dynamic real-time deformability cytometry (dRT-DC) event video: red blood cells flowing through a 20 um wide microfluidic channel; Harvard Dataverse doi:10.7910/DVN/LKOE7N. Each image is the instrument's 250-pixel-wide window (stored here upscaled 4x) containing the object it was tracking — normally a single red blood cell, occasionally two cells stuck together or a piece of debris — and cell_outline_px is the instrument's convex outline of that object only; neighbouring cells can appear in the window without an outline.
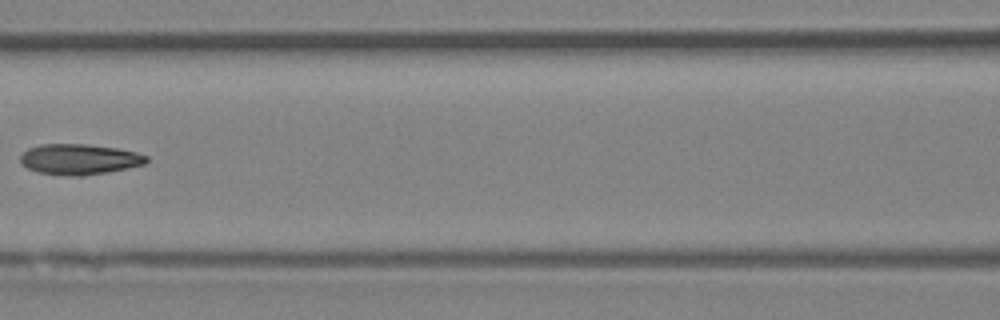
{"species": "Egyptian fruit bat (a non-hibernating species)", "species_latin": "Rousettus aegyptiacus", "temperature_condition": "room temperature", "stored_images_in_passage": 6, "camera_frame_rate_fps": 3000, "um_per_image_px": 0.085, "animal": {"sex": "female"}, "frame": {"image": 1, "passage_image": 6, "time_ms": 6.333, "image_size_px": [1000, 320], "cell_outline_px": [[148, 160], [144, 164], [84, 176], [64, 176], [36, 172], [28, 168], [20, 160], [20, 156], [28, 148], [40, 144], [84, 144], [116, 148], [136, 152], [148, 156]], "centroid_in_image_um": [6.7, 13.54], "position_along_channel_um": 159.9, "area_um2": 22.31}}